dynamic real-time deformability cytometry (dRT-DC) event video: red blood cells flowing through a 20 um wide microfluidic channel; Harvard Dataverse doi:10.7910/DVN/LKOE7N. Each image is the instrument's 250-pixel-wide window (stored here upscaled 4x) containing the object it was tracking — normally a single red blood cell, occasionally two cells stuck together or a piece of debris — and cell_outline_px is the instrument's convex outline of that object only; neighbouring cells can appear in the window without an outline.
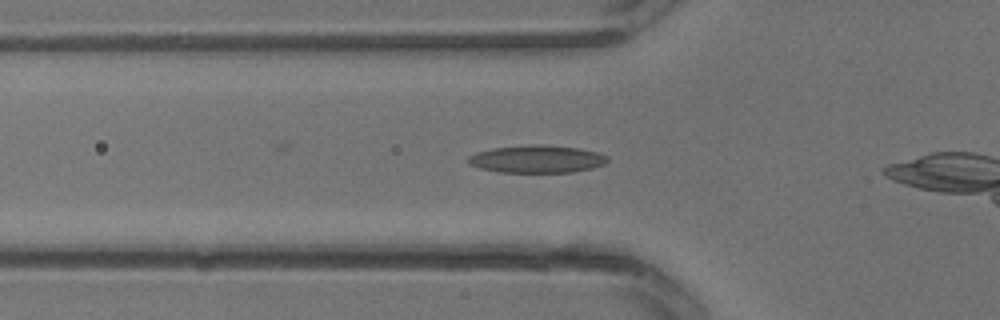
{"species": "common noctule bat (a hibernating species)", "species_latin": "Nyctalus noctula", "temperature_condition": "warm", "stored_images_in_passage": 13, "camera_frame_rate_fps": 3000, "um_per_image_px": 0.085, "animal": {"sex": "male", "body_mass_g": 13.3}, "frame": {"image": 1, "passage_image": 4, "time_ms": 1.0, "image_size_px": [1000, 320], "cell_outline_px": [[608, 160], [604, 164], [592, 168], [572, 172], [500, 172], [480, 168], [468, 164], [468, 156], [476, 152], [492, 148], [532, 144], [536, 144], [580, 148], [596, 152], [608, 156]], "centroid_in_image_um": [45.62, 13.51], "position_along_channel_um": 80.2, "area_um2": 22.37}}
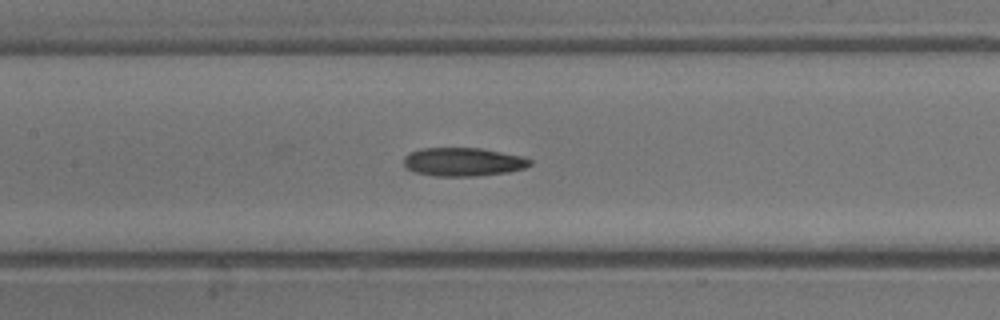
{"frame": {"image": 2, "passage_image": 8, "time_ms": 2.333, "image_size_px": [1000, 320], "cell_outline_px": [[532, 164], [524, 168], [508, 172], [476, 176], [436, 176], [416, 172], [404, 168], [404, 156], [408, 152], [424, 148], [480, 148], [524, 156], [532, 160]], "centroid_in_image_um": [39.37, 13.76], "position_along_channel_um": 168.0, "area_um2": 21.1}}
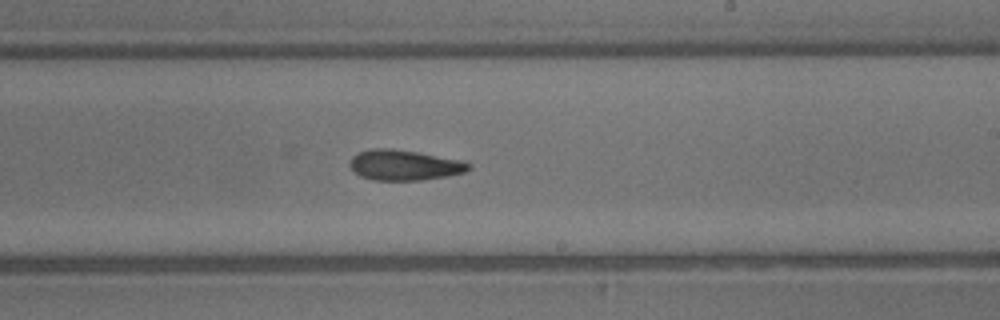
{"frame": {"image": 3, "passage_image": 12, "time_ms": 3.667, "image_size_px": [1000, 320], "cell_outline_px": [[472, 168], [464, 172], [448, 176], [420, 180], [372, 180], [360, 176], [348, 164], [352, 156], [356, 152], [368, 148], [392, 148], [464, 160], [472, 164]], "centroid_in_image_um": [34.37, 14.02], "position_along_channel_um": 254.6, "area_um2": 21.33}}